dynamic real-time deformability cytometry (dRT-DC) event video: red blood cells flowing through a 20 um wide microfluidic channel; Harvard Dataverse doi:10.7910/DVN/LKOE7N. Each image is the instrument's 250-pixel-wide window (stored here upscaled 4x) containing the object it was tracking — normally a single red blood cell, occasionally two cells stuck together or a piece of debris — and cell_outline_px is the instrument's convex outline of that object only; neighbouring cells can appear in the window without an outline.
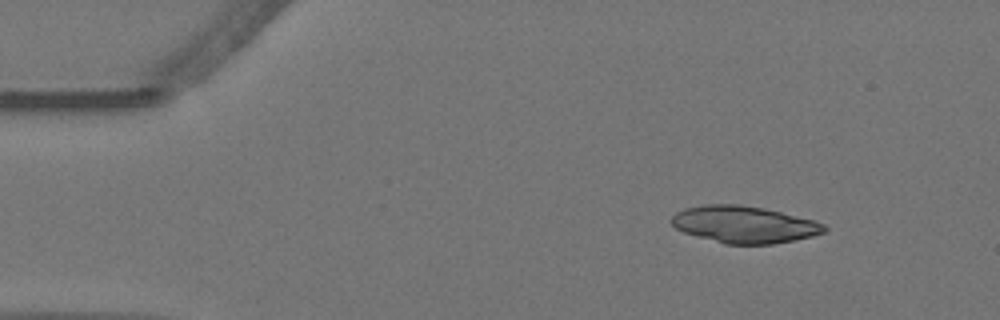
{"species": "Egyptian fruit bat (a non-hibernating species)", "species_latin": "Rousettus aegyptiacus", "temperature_condition": "warm", "stored_images_in_passage": 19, "camera_frame_rate_fps": 3000, "um_per_image_px": 0.085, "animal": {"sex": "female"}, "frame": {"image": 1, "passage_image": 1, "time_ms": 0.0, "image_size_px": [1000, 320], "cell_outline_px": [[828, 228], [824, 232], [812, 236], [772, 244], [724, 244], [684, 232], [676, 228], [668, 220], [676, 212], [684, 208], [704, 204], [740, 204], [764, 208], [812, 220], [824, 224]], "centroid_in_image_um": [63.21, 19.07], "position_along_channel_um": 21.8, "area_um2": 32.77}}